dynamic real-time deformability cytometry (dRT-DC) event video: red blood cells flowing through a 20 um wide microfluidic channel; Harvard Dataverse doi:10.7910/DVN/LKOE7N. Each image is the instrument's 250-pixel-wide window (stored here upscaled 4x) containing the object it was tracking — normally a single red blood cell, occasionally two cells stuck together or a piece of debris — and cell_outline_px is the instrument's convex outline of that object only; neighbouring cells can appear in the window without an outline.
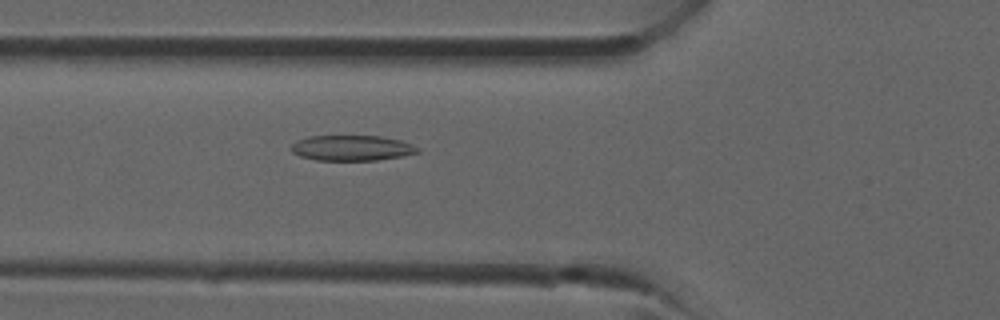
{"species": "common noctule bat (a hibernating species)", "species_latin": "Nyctalus noctula", "temperature_condition": "room temperature", "stored_images_in_passage": 36, "camera_frame_rate_fps": 3000, "um_per_image_px": 0.085, "animal": {"sex": "male", "forearm_length_mm": 52.5}, "frame": {"image": 1, "passage_image": 13, "time_ms": 4.0, "image_size_px": [1000, 320], "cell_outline_px": [[420, 152], [400, 156], [376, 160], [316, 160], [300, 156], [292, 152], [292, 144], [308, 136], [380, 136], [400, 140], [412, 144], [420, 148]], "centroid_in_image_um": [29.93, 12.58], "position_along_channel_um": 95.9, "area_um2": 18.55}}
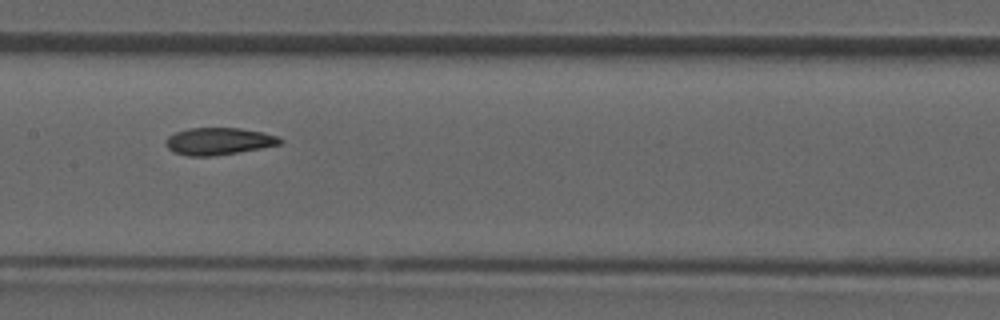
{"frame": {"image": 2, "passage_image": 18, "time_ms": 5.667, "image_size_px": [1000, 320], "cell_outline_px": [[284, 140], [280, 144], [260, 148], [212, 156], [188, 156], [172, 152], [164, 144], [164, 140], [168, 136], [176, 132], [188, 128], [240, 128], [264, 132], [276, 136]], "centroid_in_image_um": [18.54, 12.0], "position_along_channel_um": 188.9, "area_um2": 18.09}}
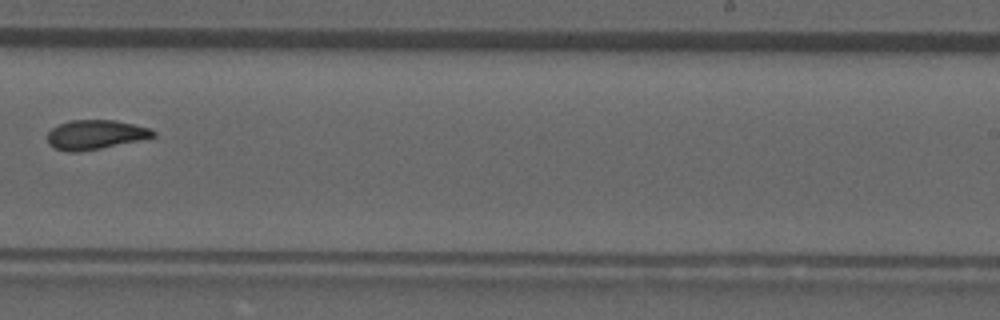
{"frame": {"image": 3, "passage_image": 23, "time_ms": 7.333, "image_size_px": [1000, 320], "cell_outline_px": [[156, 136], [140, 140], [100, 148], [76, 152], [68, 152], [52, 148], [48, 144], [48, 132], [52, 128], [60, 124], [72, 120], [116, 120], [148, 128], [156, 132]], "centroid_in_image_um": [8.08, 11.45], "position_along_channel_um": 280.9, "area_um2": 17.98}}